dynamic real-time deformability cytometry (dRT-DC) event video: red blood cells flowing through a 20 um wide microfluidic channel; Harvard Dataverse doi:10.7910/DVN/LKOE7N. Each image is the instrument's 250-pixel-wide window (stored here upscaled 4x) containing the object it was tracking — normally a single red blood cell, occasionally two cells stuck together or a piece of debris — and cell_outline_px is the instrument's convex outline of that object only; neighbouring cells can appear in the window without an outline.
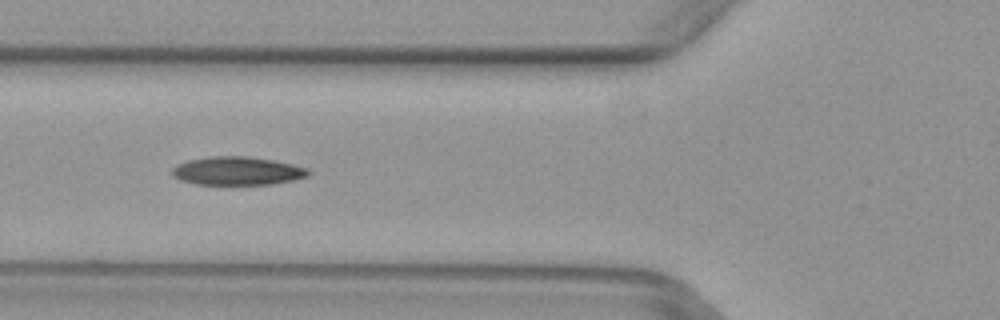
{"species": "common noctule bat (a hibernating species)", "species_latin": "Nyctalus noctula", "temperature_condition": "warm", "stored_images_in_passage": 5, "camera_frame_rate_fps": 3000, "um_per_image_px": 0.085, "animal": {"sex": "female", "body_mass_g": 29.2, "forearm_length_mm": 56.3}, "frame": {"image": 1, "passage_image": 5, "time_ms": 1.333, "image_size_px": [1000, 320], "cell_outline_px": [[312, 172], [308, 176], [296, 180], [272, 184], [196, 184], [180, 180], [172, 176], [172, 168], [176, 164], [188, 160], [208, 156], [248, 156], [272, 160], [292, 164], [308, 168]], "centroid_in_image_um": [20.18, 14.52], "position_along_channel_um": 105.6, "area_um2": 22.72}}